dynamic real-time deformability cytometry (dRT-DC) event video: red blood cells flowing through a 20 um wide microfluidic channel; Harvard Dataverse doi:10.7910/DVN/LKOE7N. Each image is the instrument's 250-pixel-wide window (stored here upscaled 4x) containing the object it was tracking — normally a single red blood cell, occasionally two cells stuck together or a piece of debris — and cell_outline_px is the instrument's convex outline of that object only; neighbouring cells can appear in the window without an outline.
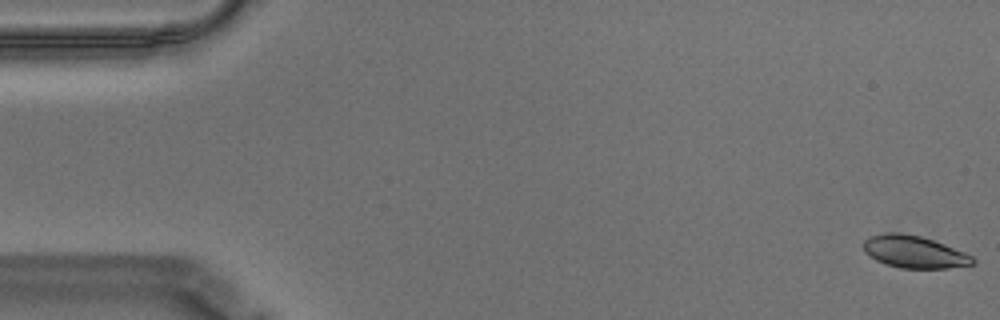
{"species": "Egyptian fruit bat (a non-hibernating species)", "species_latin": "Rousettus aegyptiacus", "temperature_condition": "warm", "stored_images_in_passage": 16, "camera_frame_rate_fps": 3000, "um_per_image_px": 0.085, "animal": {"sex": "male"}, "frame": {"image": 1, "passage_image": 1, "time_ms": 0.0, "image_size_px": [1000, 320], "cell_outline_px": [[976, 260], [972, 264], [948, 268], [900, 268], [884, 264], [876, 260], [864, 252], [864, 240], [868, 236], [884, 232], [900, 232], [920, 236], [944, 244], [964, 252], [972, 256]], "centroid_in_image_um": [77.66, 21.4], "position_along_channel_um": 7.3, "area_um2": 20.58}}